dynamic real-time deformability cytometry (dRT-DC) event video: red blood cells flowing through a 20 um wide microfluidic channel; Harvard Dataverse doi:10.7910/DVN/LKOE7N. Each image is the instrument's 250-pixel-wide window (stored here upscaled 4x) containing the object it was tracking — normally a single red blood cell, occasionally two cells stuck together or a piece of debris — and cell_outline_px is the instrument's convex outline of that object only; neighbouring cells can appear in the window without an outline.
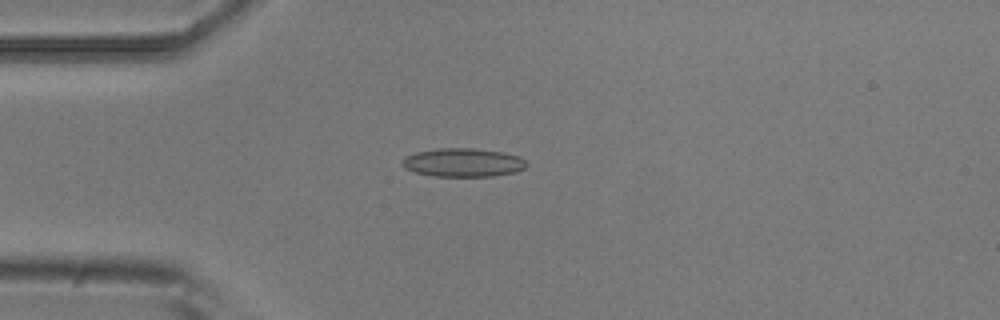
{"species": "common noctule bat (a hibernating species)", "species_latin": "Nyctalus noctula", "temperature_condition": "room temperature", "stored_images_in_passage": 7, "camera_frame_rate_fps": 3000, "um_per_image_px": 0.085, "animal": {"sex": "male", "body_mass_g": 20.5, "forearm_length_mm": 52.5}, "frame": {"image": 1, "passage_image": 4, "time_ms": 1.0, "image_size_px": [1000, 320], "cell_outline_px": [[528, 164], [524, 168], [516, 172], [492, 176], [432, 176], [412, 172], [404, 168], [400, 164], [400, 160], [404, 156], [416, 152], [440, 148], [476, 148], [504, 152], [520, 156]], "centroid_in_image_um": [39.32, 13.81], "position_along_channel_um": 45.7, "area_um2": 21.04}}
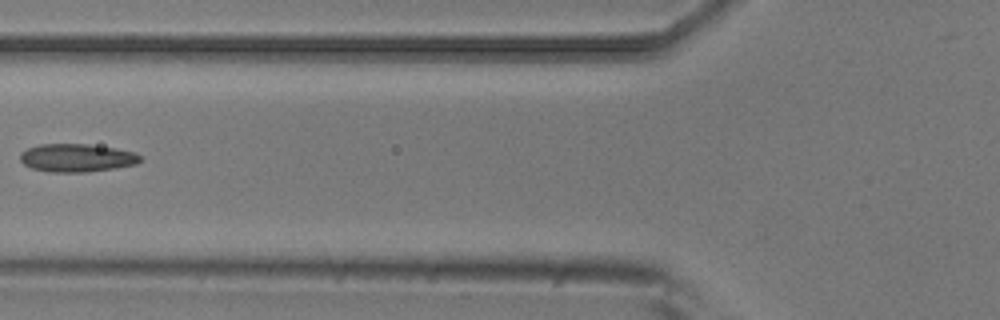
{"frame": {"image": 2, "passage_image": 6, "time_ms": 1.667, "image_size_px": [1000, 320], "cell_outline_px": [[140, 160], [136, 164], [116, 168], [84, 172], [48, 172], [32, 168], [24, 164], [20, 160], [20, 152], [28, 148], [40, 144], [88, 144], [116, 148], [136, 152], [140, 156]], "centroid_in_image_um": [6.52, 13.41], "position_along_channel_um": 119.3, "area_um2": 19.71}}
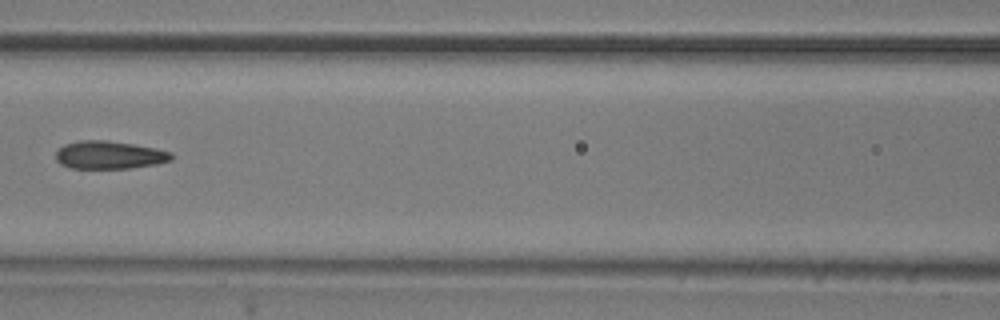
{"frame": {"image": 3, "passage_image": 7, "time_ms": 2.0, "image_size_px": [1000, 320], "cell_outline_px": [[172, 160], [156, 164], [128, 168], [72, 168], [60, 164], [56, 160], [56, 152], [64, 144], [80, 140], [108, 140], [156, 148], [172, 152]], "centroid_in_image_um": [9.29, 13.17], "position_along_channel_um": 157.3, "area_um2": 18.79}}